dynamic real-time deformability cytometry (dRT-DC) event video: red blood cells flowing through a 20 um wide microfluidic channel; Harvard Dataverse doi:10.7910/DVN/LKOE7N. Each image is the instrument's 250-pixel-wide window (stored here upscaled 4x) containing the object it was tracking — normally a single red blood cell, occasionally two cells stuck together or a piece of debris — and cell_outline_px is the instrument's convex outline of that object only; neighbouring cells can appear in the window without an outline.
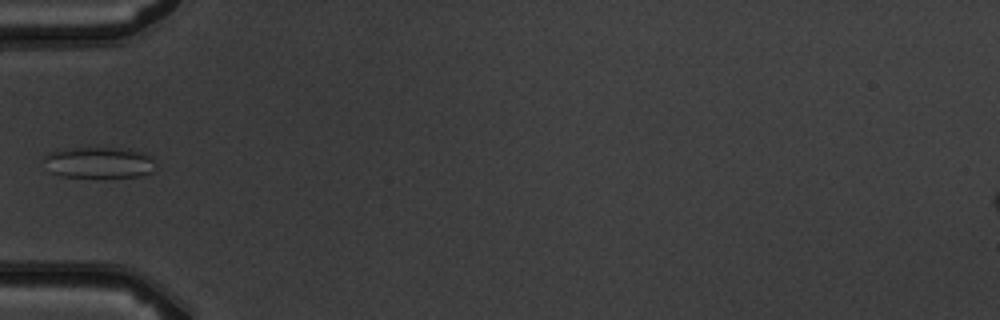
{"species": "common noctule bat (a hibernating species)", "species_latin": "Nyctalus noctula", "temperature_condition": "warm", "stored_images_in_passage": 7, "camera_frame_rate_fps": 3000, "um_per_image_px": 0.085, "animal": {"sex": "male", "body_mass_g": 19.5, "forearm_length_mm": 54.6}, "frame": {"image": 1, "passage_image": 5, "time_ms": 4.667, "image_size_px": [1000, 320], "cell_outline_px": [[152, 172], [140, 176], [64, 176], [48, 172], [44, 160], [44, 156], [48, 152], [72, 148], [128, 148], [144, 152], [152, 156]], "centroid_in_image_um": [8.39, 13.79], "position_along_channel_um": 76.6, "area_um2": 20.06}}